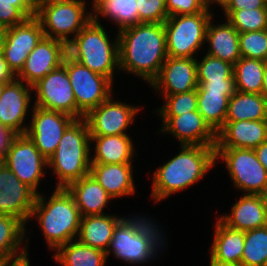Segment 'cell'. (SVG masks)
<instances>
[{
  "label": "cell",
  "mask_w": 267,
  "mask_h": 266,
  "mask_svg": "<svg viewBox=\"0 0 267 266\" xmlns=\"http://www.w3.org/2000/svg\"><path fill=\"white\" fill-rule=\"evenodd\" d=\"M118 32L119 70L140 76L151 84L167 55L163 23H138Z\"/></svg>",
  "instance_id": "obj_1"
},
{
  "label": "cell",
  "mask_w": 267,
  "mask_h": 266,
  "mask_svg": "<svg viewBox=\"0 0 267 266\" xmlns=\"http://www.w3.org/2000/svg\"><path fill=\"white\" fill-rule=\"evenodd\" d=\"M216 146L181 145L178 155L159 167L153 176L155 202L198 182L215 165Z\"/></svg>",
  "instance_id": "obj_2"
},
{
  "label": "cell",
  "mask_w": 267,
  "mask_h": 266,
  "mask_svg": "<svg viewBox=\"0 0 267 266\" xmlns=\"http://www.w3.org/2000/svg\"><path fill=\"white\" fill-rule=\"evenodd\" d=\"M55 188L47 203L43 195H36L30 218L36 217L48 246L56 251L76 239L82 216L68 190Z\"/></svg>",
  "instance_id": "obj_3"
},
{
  "label": "cell",
  "mask_w": 267,
  "mask_h": 266,
  "mask_svg": "<svg viewBox=\"0 0 267 266\" xmlns=\"http://www.w3.org/2000/svg\"><path fill=\"white\" fill-rule=\"evenodd\" d=\"M91 136L84 118L75 119L63 132L54 152L47 160L54 169L59 182L57 188H66L69 184L90 174Z\"/></svg>",
  "instance_id": "obj_4"
},
{
  "label": "cell",
  "mask_w": 267,
  "mask_h": 266,
  "mask_svg": "<svg viewBox=\"0 0 267 266\" xmlns=\"http://www.w3.org/2000/svg\"><path fill=\"white\" fill-rule=\"evenodd\" d=\"M98 17L91 21L67 44V54L91 71L109 78L112 82L115 68L119 71L118 34L110 42Z\"/></svg>",
  "instance_id": "obj_5"
},
{
  "label": "cell",
  "mask_w": 267,
  "mask_h": 266,
  "mask_svg": "<svg viewBox=\"0 0 267 266\" xmlns=\"http://www.w3.org/2000/svg\"><path fill=\"white\" fill-rule=\"evenodd\" d=\"M85 0H58L35 12L44 37L57 39L66 45L91 21L93 14L85 13ZM85 13V14H84ZM86 15V16H85Z\"/></svg>",
  "instance_id": "obj_6"
},
{
  "label": "cell",
  "mask_w": 267,
  "mask_h": 266,
  "mask_svg": "<svg viewBox=\"0 0 267 266\" xmlns=\"http://www.w3.org/2000/svg\"><path fill=\"white\" fill-rule=\"evenodd\" d=\"M212 17V12L168 17L163 23L167 55L194 58V53L206 43V30Z\"/></svg>",
  "instance_id": "obj_7"
},
{
  "label": "cell",
  "mask_w": 267,
  "mask_h": 266,
  "mask_svg": "<svg viewBox=\"0 0 267 266\" xmlns=\"http://www.w3.org/2000/svg\"><path fill=\"white\" fill-rule=\"evenodd\" d=\"M62 65L67 70L77 108L84 116L112 96L113 82L109 78L91 71L68 54Z\"/></svg>",
  "instance_id": "obj_8"
},
{
  "label": "cell",
  "mask_w": 267,
  "mask_h": 266,
  "mask_svg": "<svg viewBox=\"0 0 267 266\" xmlns=\"http://www.w3.org/2000/svg\"><path fill=\"white\" fill-rule=\"evenodd\" d=\"M218 157L226 162L231 180L245 194L257 195L267 185V171L254 149L216 148V160Z\"/></svg>",
  "instance_id": "obj_9"
},
{
  "label": "cell",
  "mask_w": 267,
  "mask_h": 266,
  "mask_svg": "<svg viewBox=\"0 0 267 266\" xmlns=\"http://www.w3.org/2000/svg\"><path fill=\"white\" fill-rule=\"evenodd\" d=\"M32 90L37 93L35 106L66 113L75 119L85 117L77 108L73 88L63 65L34 84Z\"/></svg>",
  "instance_id": "obj_10"
},
{
  "label": "cell",
  "mask_w": 267,
  "mask_h": 266,
  "mask_svg": "<svg viewBox=\"0 0 267 266\" xmlns=\"http://www.w3.org/2000/svg\"><path fill=\"white\" fill-rule=\"evenodd\" d=\"M3 163L21 182L38 194L37 187L41 177L45 175L43 169L48 166V162L26 134H18L14 137L3 158Z\"/></svg>",
  "instance_id": "obj_11"
},
{
  "label": "cell",
  "mask_w": 267,
  "mask_h": 266,
  "mask_svg": "<svg viewBox=\"0 0 267 266\" xmlns=\"http://www.w3.org/2000/svg\"><path fill=\"white\" fill-rule=\"evenodd\" d=\"M32 115L25 134L48 160L54 154L63 132L75 118L66 113L42 109L35 105Z\"/></svg>",
  "instance_id": "obj_12"
},
{
  "label": "cell",
  "mask_w": 267,
  "mask_h": 266,
  "mask_svg": "<svg viewBox=\"0 0 267 266\" xmlns=\"http://www.w3.org/2000/svg\"><path fill=\"white\" fill-rule=\"evenodd\" d=\"M43 37V29L35 16L7 28L2 55L15 76L23 69L28 55Z\"/></svg>",
  "instance_id": "obj_13"
},
{
  "label": "cell",
  "mask_w": 267,
  "mask_h": 266,
  "mask_svg": "<svg viewBox=\"0 0 267 266\" xmlns=\"http://www.w3.org/2000/svg\"><path fill=\"white\" fill-rule=\"evenodd\" d=\"M140 109L121 101H113L111 96L85 117L90 135H125V130L134 122Z\"/></svg>",
  "instance_id": "obj_14"
},
{
  "label": "cell",
  "mask_w": 267,
  "mask_h": 266,
  "mask_svg": "<svg viewBox=\"0 0 267 266\" xmlns=\"http://www.w3.org/2000/svg\"><path fill=\"white\" fill-rule=\"evenodd\" d=\"M36 193L7 167L0 166V214L20 219L25 225L30 219Z\"/></svg>",
  "instance_id": "obj_15"
},
{
  "label": "cell",
  "mask_w": 267,
  "mask_h": 266,
  "mask_svg": "<svg viewBox=\"0 0 267 266\" xmlns=\"http://www.w3.org/2000/svg\"><path fill=\"white\" fill-rule=\"evenodd\" d=\"M67 54V45L57 39L43 37L28 55L23 69L16 76L33 86L49 72L59 68Z\"/></svg>",
  "instance_id": "obj_16"
},
{
  "label": "cell",
  "mask_w": 267,
  "mask_h": 266,
  "mask_svg": "<svg viewBox=\"0 0 267 266\" xmlns=\"http://www.w3.org/2000/svg\"><path fill=\"white\" fill-rule=\"evenodd\" d=\"M150 85L156 92L160 90L162 95L196 90L198 87L196 59L168 56Z\"/></svg>",
  "instance_id": "obj_17"
},
{
  "label": "cell",
  "mask_w": 267,
  "mask_h": 266,
  "mask_svg": "<svg viewBox=\"0 0 267 266\" xmlns=\"http://www.w3.org/2000/svg\"><path fill=\"white\" fill-rule=\"evenodd\" d=\"M161 117L164 126L160 131L174 135L180 141V145L216 146L217 134L198 110L178 116Z\"/></svg>",
  "instance_id": "obj_18"
},
{
  "label": "cell",
  "mask_w": 267,
  "mask_h": 266,
  "mask_svg": "<svg viewBox=\"0 0 267 266\" xmlns=\"http://www.w3.org/2000/svg\"><path fill=\"white\" fill-rule=\"evenodd\" d=\"M15 78L6 83L0 98V123L16 135L25 134L23 122L31 101L32 87Z\"/></svg>",
  "instance_id": "obj_19"
},
{
  "label": "cell",
  "mask_w": 267,
  "mask_h": 266,
  "mask_svg": "<svg viewBox=\"0 0 267 266\" xmlns=\"http://www.w3.org/2000/svg\"><path fill=\"white\" fill-rule=\"evenodd\" d=\"M157 250L158 248L145 237L135 233L131 227L120 221L113 231L112 239L106 250V257L108 258L112 251L117 259L135 265L147 263L154 257V254L156 256Z\"/></svg>",
  "instance_id": "obj_20"
},
{
  "label": "cell",
  "mask_w": 267,
  "mask_h": 266,
  "mask_svg": "<svg viewBox=\"0 0 267 266\" xmlns=\"http://www.w3.org/2000/svg\"><path fill=\"white\" fill-rule=\"evenodd\" d=\"M267 140V120L225 121L216 148L254 149Z\"/></svg>",
  "instance_id": "obj_21"
},
{
  "label": "cell",
  "mask_w": 267,
  "mask_h": 266,
  "mask_svg": "<svg viewBox=\"0 0 267 266\" xmlns=\"http://www.w3.org/2000/svg\"><path fill=\"white\" fill-rule=\"evenodd\" d=\"M66 189L72 195L82 217L103 215V209L112 200L91 174L72 182Z\"/></svg>",
  "instance_id": "obj_22"
},
{
  "label": "cell",
  "mask_w": 267,
  "mask_h": 266,
  "mask_svg": "<svg viewBox=\"0 0 267 266\" xmlns=\"http://www.w3.org/2000/svg\"><path fill=\"white\" fill-rule=\"evenodd\" d=\"M132 164H91L90 174L114 199L135 193Z\"/></svg>",
  "instance_id": "obj_23"
},
{
  "label": "cell",
  "mask_w": 267,
  "mask_h": 266,
  "mask_svg": "<svg viewBox=\"0 0 267 266\" xmlns=\"http://www.w3.org/2000/svg\"><path fill=\"white\" fill-rule=\"evenodd\" d=\"M228 227L248 231L267 226V215L258 195L244 194L232 207L231 214L219 217Z\"/></svg>",
  "instance_id": "obj_24"
},
{
  "label": "cell",
  "mask_w": 267,
  "mask_h": 266,
  "mask_svg": "<svg viewBox=\"0 0 267 266\" xmlns=\"http://www.w3.org/2000/svg\"><path fill=\"white\" fill-rule=\"evenodd\" d=\"M216 223L210 260L219 264L240 266L245 232L228 227L220 219Z\"/></svg>",
  "instance_id": "obj_25"
},
{
  "label": "cell",
  "mask_w": 267,
  "mask_h": 266,
  "mask_svg": "<svg viewBox=\"0 0 267 266\" xmlns=\"http://www.w3.org/2000/svg\"><path fill=\"white\" fill-rule=\"evenodd\" d=\"M218 26L209 21L206 41L209 49L206 54L234 65L240 58L239 32L228 22Z\"/></svg>",
  "instance_id": "obj_26"
},
{
  "label": "cell",
  "mask_w": 267,
  "mask_h": 266,
  "mask_svg": "<svg viewBox=\"0 0 267 266\" xmlns=\"http://www.w3.org/2000/svg\"><path fill=\"white\" fill-rule=\"evenodd\" d=\"M90 136L91 141L96 143L95 156L91 157V164L132 163L134 147L133 142L127 134Z\"/></svg>",
  "instance_id": "obj_27"
},
{
  "label": "cell",
  "mask_w": 267,
  "mask_h": 266,
  "mask_svg": "<svg viewBox=\"0 0 267 266\" xmlns=\"http://www.w3.org/2000/svg\"><path fill=\"white\" fill-rule=\"evenodd\" d=\"M121 217L116 215H94L81 218L77 240L85 245L106 252L116 225Z\"/></svg>",
  "instance_id": "obj_28"
},
{
  "label": "cell",
  "mask_w": 267,
  "mask_h": 266,
  "mask_svg": "<svg viewBox=\"0 0 267 266\" xmlns=\"http://www.w3.org/2000/svg\"><path fill=\"white\" fill-rule=\"evenodd\" d=\"M267 120V100L262 94L235 91L229 98L225 121Z\"/></svg>",
  "instance_id": "obj_29"
},
{
  "label": "cell",
  "mask_w": 267,
  "mask_h": 266,
  "mask_svg": "<svg viewBox=\"0 0 267 266\" xmlns=\"http://www.w3.org/2000/svg\"><path fill=\"white\" fill-rule=\"evenodd\" d=\"M25 226L14 216L0 214V262L14 260L28 254L27 241L17 252L26 234Z\"/></svg>",
  "instance_id": "obj_30"
},
{
  "label": "cell",
  "mask_w": 267,
  "mask_h": 266,
  "mask_svg": "<svg viewBox=\"0 0 267 266\" xmlns=\"http://www.w3.org/2000/svg\"><path fill=\"white\" fill-rule=\"evenodd\" d=\"M197 110L205 122L217 134L224 126L229 98L234 93L207 92L197 87Z\"/></svg>",
  "instance_id": "obj_31"
},
{
  "label": "cell",
  "mask_w": 267,
  "mask_h": 266,
  "mask_svg": "<svg viewBox=\"0 0 267 266\" xmlns=\"http://www.w3.org/2000/svg\"><path fill=\"white\" fill-rule=\"evenodd\" d=\"M54 259L62 266H104L106 252L80 243L77 239L60 246Z\"/></svg>",
  "instance_id": "obj_32"
},
{
  "label": "cell",
  "mask_w": 267,
  "mask_h": 266,
  "mask_svg": "<svg viewBox=\"0 0 267 266\" xmlns=\"http://www.w3.org/2000/svg\"><path fill=\"white\" fill-rule=\"evenodd\" d=\"M137 0H93V17H108L118 25V30L140 23ZM96 12V13H95Z\"/></svg>",
  "instance_id": "obj_33"
},
{
  "label": "cell",
  "mask_w": 267,
  "mask_h": 266,
  "mask_svg": "<svg viewBox=\"0 0 267 266\" xmlns=\"http://www.w3.org/2000/svg\"><path fill=\"white\" fill-rule=\"evenodd\" d=\"M266 61L241 57L233 68L235 90L261 94Z\"/></svg>",
  "instance_id": "obj_34"
},
{
  "label": "cell",
  "mask_w": 267,
  "mask_h": 266,
  "mask_svg": "<svg viewBox=\"0 0 267 266\" xmlns=\"http://www.w3.org/2000/svg\"><path fill=\"white\" fill-rule=\"evenodd\" d=\"M240 266H267V226L245 231Z\"/></svg>",
  "instance_id": "obj_35"
},
{
  "label": "cell",
  "mask_w": 267,
  "mask_h": 266,
  "mask_svg": "<svg viewBox=\"0 0 267 266\" xmlns=\"http://www.w3.org/2000/svg\"><path fill=\"white\" fill-rule=\"evenodd\" d=\"M228 22L239 32L267 29V8L224 10Z\"/></svg>",
  "instance_id": "obj_36"
},
{
  "label": "cell",
  "mask_w": 267,
  "mask_h": 266,
  "mask_svg": "<svg viewBox=\"0 0 267 266\" xmlns=\"http://www.w3.org/2000/svg\"><path fill=\"white\" fill-rule=\"evenodd\" d=\"M234 65L208 54L199 62L196 59V72L198 81H222L234 79Z\"/></svg>",
  "instance_id": "obj_37"
},
{
  "label": "cell",
  "mask_w": 267,
  "mask_h": 266,
  "mask_svg": "<svg viewBox=\"0 0 267 266\" xmlns=\"http://www.w3.org/2000/svg\"><path fill=\"white\" fill-rule=\"evenodd\" d=\"M239 51L243 58L267 62V29L239 33Z\"/></svg>",
  "instance_id": "obj_38"
},
{
  "label": "cell",
  "mask_w": 267,
  "mask_h": 266,
  "mask_svg": "<svg viewBox=\"0 0 267 266\" xmlns=\"http://www.w3.org/2000/svg\"><path fill=\"white\" fill-rule=\"evenodd\" d=\"M166 103L157 110L160 116H178L197 110V90L180 94L163 95Z\"/></svg>",
  "instance_id": "obj_39"
},
{
  "label": "cell",
  "mask_w": 267,
  "mask_h": 266,
  "mask_svg": "<svg viewBox=\"0 0 267 266\" xmlns=\"http://www.w3.org/2000/svg\"><path fill=\"white\" fill-rule=\"evenodd\" d=\"M140 23H164L168 18L166 0H137Z\"/></svg>",
  "instance_id": "obj_40"
},
{
  "label": "cell",
  "mask_w": 267,
  "mask_h": 266,
  "mask_svg": "<svg viewBox=\"0 0 267 266\" xmlns=\"http://www.w3.org/2000/svg\"><path fill=\"white\" fill-rule=\"evenodd\" d=\"M136 218V219H135ZM121 221L128 227H131V229L137 233L140 234L142 237H145L149 242H151L153 245H155L159 249L161 248V245H164V239L163 235H160L159 228L155 223L153 224L152 220L148 219L147 217L142 219L137 217L133 218H122ZM157 226V227H156ZM158 228V229H157ZM163 243V244H162Z\"/></svg>",
  "instance_id": "obj_41"
},
{
  "label": "cell",
  "mask_w": 267,
  "mask_h": 266,
  "mask_svg": "<svg viewBox=\"0 0 267 266\" xmlns=\"http://www.w3.org/2000/svg\"><path fill=\"white\" fill-rule=\"evenodd\" d=\"M168 17L176 15H193L206 10L203 0H166Z\"/></svg>",
  "instance_id": "obj_42"
},
{
  "label": "cell",
  "mask_w": 267,
  "mask_h": 266,
  "mask_svg": "<svg viewBox=\"0 0 267 266\" xmlns=\"http://www.w3.org/2000/svg\"><path fill=\"white\" fill-rule=\"evenodd\" d=\"M27 17L15 7V2L0 0V26L9 28L24 22Z\"/></svg>",
  "instance_id": "obj_43"
},
{
  "label": "cell",
  "mask_w": 267,
  "mask_h": 266,
  "mask_svg": "<svg viewBox=\"0 0 267 266\" xmlns=\"http://www.w3.org/2000/svg\"><path fill=\"white\" fill-rule=\"evenodd\" d=\"M198 85L207 92L234 93L236 91L234 79H224L222 81H198Z\"/></svg>",
  "instance_id": "obj_44"
},
{
  "label": "cell",
  "mask_w": 267,
  "mask_h": 266,
  "mask_svg": "<svg viewBox=\"0 0 267 266\" xmlns=\"http://www.w3.org/2000/svg\"><path fill=\"white\" fill-rule=\"evenodd\" d=\"M259 8H267V0H231L225 10H251Z\"/></svg>",
  "instance_id": "obj_45"
},
{
  "label": "cell",
  "mask_w": 267,
  "mask_h": 266,
  "mask_svg": "<svg viewBox=\"0 0 267 266\" xmlns=\"http://www.w3.org/2000/svg\"><path fill=\"white\" fill-rule=\"evenodd\" d=\"M16 134L0 123V157L4 158Z\"/></svg>",
  "instance_id": "obj_46"
},
{
  "label": "cell",
  "mask_w": 267,
  "mask_h": 266,
  "mask_svg": "<svg viewBox=\"0 0 267 266\" xmlns=\"http://www.w3.org/2000/svg\"><path fill=\"white\" fill-rule=\"evenodd\" d=\"M16 76L9 69L3 55H0V83H10Z\"/></svg>",
  "instance_id": "obj_47"
},
{
  "label": "cell",
  "mask_w": 267,
  "mask_h": 266,
  "mask_svg": "<svg viewBox=\"0 0 267 266\" xmlns=\"http://www.w3.org/2000/svg\"><path fill=\"white\" fill-rule=\"evenodd\" d=\"M7 2H15L17 7L27 18L35 16V12L32 10L28 0H4Z\"/></svg>",
  "instance_id": "obj_48"
},
{
  "label": "cell",
  "mask_w": 267,
  "mask_h": 266,
  "mask_svg": "<svg viewBox=\"0 0 267 266\" xmlns=\"http://www.w3.org/2000/svg\"><path fill=\"white\" fill-rule=\"evenodd\" d=\"M257 159L267 171V140L254 148Z\"/></svg>",
  "instance_id": "obj_49"
},
{
  "label": "cell",
  "mask_w": 267,
  "mask_h": 266,
  "mask_svg": "<svg viewBox=\"0 0 267 266\" xmlns=\"http://www.w3.org/2000/svg\"><path fill=\"white\" fill-rule=\"evenodd\" d=\"M27 255L28 254L14 260L1 262L0 266H30V262Z\"/></svg>",
  "instance_id": "obj_50"
},
{
  "label": "cell",
  "mask_w": 267,
  "mask_h": 266,
  "mask_svg": "<svg viewBox=\"0 0 267 266\" xmlns=\"http://www.w3.org/2000/svg\"><path fill=\"white\" fill-rule=\"evenodd\" d=\"M58 0H28L32 10L34 12L38 11L44 5L56 2Z\"/></svg>",
  "instance_id": "obj_51"
},
{
  "label": "cell",
  "mask_w": 267,
  "mask_h": 266,
  "mask_svg": "<svg viewBox=\"0 0 267 266\" xmlns=\"http://www.w3.org/2000/svg\"><path fill=\"white\" fill-rule=\"evenodd\" d=\"M231 0H203L204 6L206 8V10L210 11V4L212 5V3H218L219 6L223 8V11L228 7V5L230 4Z\"/></svg>",
  "instance_id": "obj_52"
},
{
  "label": "cell",
  "mask_w": 267,
  "mask_h": 266,
  "mask_svg": "<svg viewBox=\"0 0 267 266\" xmlns=\"http://www.w3.org/2000/svg\"><path fill=\"white\" fill-rule=\"evenodd\" d=\"M267 215V185L257 194Z\"/></svg>",
  "instance_id": "obj_53"
},
{
  "label": "cell",
  "mask_w": 267,
  "mask_h": 266,
  "mask_svg": "<svg viewBox=\"0 0 267 266\" xmlns=\"http://www.w3.org/2000/svg\"><path fill=\"white\" fill-rule=\"evenodd\" d=\"M6 30H7V28L0 26V55L2 54L3 48H4V43H5V38H6Z\"/></svg>",
  "instance_id": "obj_54"
},
{
  "label": "cell",
  "mask_w": 267,
  "mask_h": 266,
  "mask_svg": "<svg viewBox=\"0 0 267 266\" xmlns=\"http://www.w3.org/2000/svg\"><path fill=\"white\" fill-rule=\"evenodd\" d=\"M261 94L266 98L267 100V62L265 66L264 76H263V85H262V91Z\"/></svg>",
  "instance_id": "obj_55"
},
{
  "label": "cell",
  "mask_w": 267,
  "mask_h": 266,
  "mask_svg": "<svg viewBox=\"0 0 267 266\" xmlns=\"http://www.w3.org/2000/svg\"><path fill=\"white\" fill-rule=\"evenodd\" d=\"M210 266H236V265L219 264L210 260Z\"/></svg>",
  "instance_id": "obj_56"
},
{
  "label": "cell",
  "mask_w": 267,
  "mask_h": 266,
  "mask_svg": "<svg viewBox=\"0 0 267 266\" xmlns=\"http://www.w3.org/2000/svg\"><path fill=\"white\" fill-rule=\"evenodd\" d=\"M5 84H6V83H0V98H1V95H2V93H3Z\"/></svg>",
  "instance_id": "obj_57"
},
{
  "label": "cell",
  "mask_w": 267,
  "mask_h": 266,
  "mask_svg": "<svg viewBox=\"0 0 267 266\" xmlns=\"http://www.w3.org/2000/svg\"><path fill=\"white\" fill-rule=\"evenodd\" d=\"M2 163H3V158L0 157V166L2 165Z\"/></svg>",
  "instance_id": "obj_58"
}]
</instances>
